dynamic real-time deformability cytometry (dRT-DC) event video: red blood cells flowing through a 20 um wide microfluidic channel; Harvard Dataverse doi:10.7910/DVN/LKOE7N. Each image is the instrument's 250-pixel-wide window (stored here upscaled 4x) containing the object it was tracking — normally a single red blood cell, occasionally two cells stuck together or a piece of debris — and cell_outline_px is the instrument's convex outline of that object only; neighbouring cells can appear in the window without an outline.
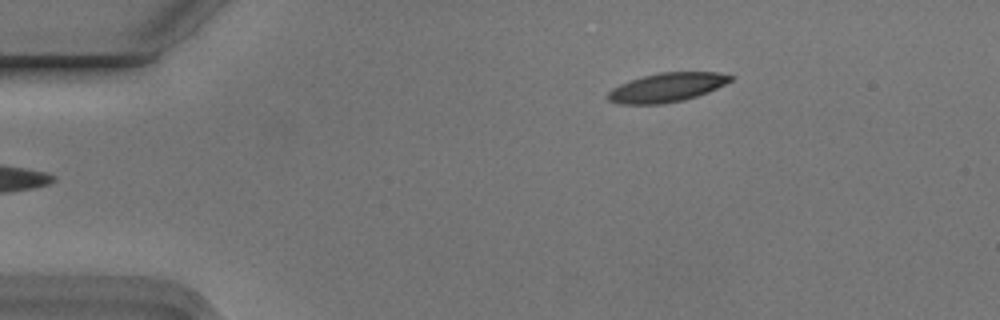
{"species": "Egyptian fruit bat (a non-hibernating species)", "species_latin": "Rousettus aegyptiacus", "temperature_condition": "cold", "stored_images_in_passage": 4, "camera_frame_rate_fps": 3000, "um_per_image_px": 0.085, "animal": {"sex": "male"}, "frame": {"image": 1, "passage_image": 4, "time_ms": 1.0, "image_size_px": [1000, 320], "cell_outline_px": [[732, 80], [708, 92], [684, 100], [660, 104], [620, 104], [608, 100], [608, 92], [612, 88], [620, 84], [644, 76], [660, 72], [716, 72], [732, 76]], "centroid_in_image_um": [56.66, 7.44], "position_along_channel_um": 28.3, "area_um2": 20.46}}